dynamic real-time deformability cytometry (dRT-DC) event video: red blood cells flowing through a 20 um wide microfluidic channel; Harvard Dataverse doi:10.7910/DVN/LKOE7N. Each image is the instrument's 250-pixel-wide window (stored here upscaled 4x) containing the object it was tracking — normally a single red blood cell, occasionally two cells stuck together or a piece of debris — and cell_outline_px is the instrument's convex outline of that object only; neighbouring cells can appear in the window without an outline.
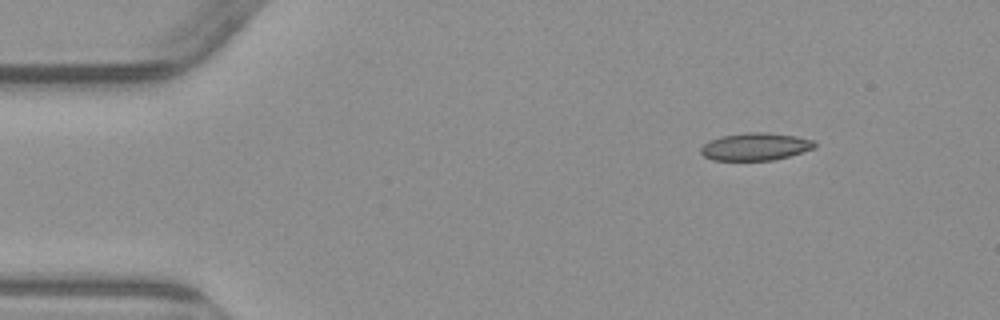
{"species": "common noctule bat (a hibernating species)", "species_latin": "Nyctalus noctula", "temperature_condition": "warm", "stored_images_in_passage": 3, "camera_frame_rate_fps": 3000, "um_per_image_px": 0.085, "animal": {"sex": "male", "body_mass_g": 23.1, "forearm_length_mm": 52.7}, "frame": {"image": 1, "passage_image": 1, "time_ms": 0.0, "image_size_px": [1000, 320], "cell_outline_px": [[816, 148], [788, 156], [772, 160], [712, 160], [704, 156], [700, 152], [700, 148], [704, 144], [720, 136], [748, 132], [768, 132], [796, 136], [816, 140]], "centroid_in_image_um": [64.24, 12.45], "position_along_channel_um": 20.8, "area_um2": 18.32}}